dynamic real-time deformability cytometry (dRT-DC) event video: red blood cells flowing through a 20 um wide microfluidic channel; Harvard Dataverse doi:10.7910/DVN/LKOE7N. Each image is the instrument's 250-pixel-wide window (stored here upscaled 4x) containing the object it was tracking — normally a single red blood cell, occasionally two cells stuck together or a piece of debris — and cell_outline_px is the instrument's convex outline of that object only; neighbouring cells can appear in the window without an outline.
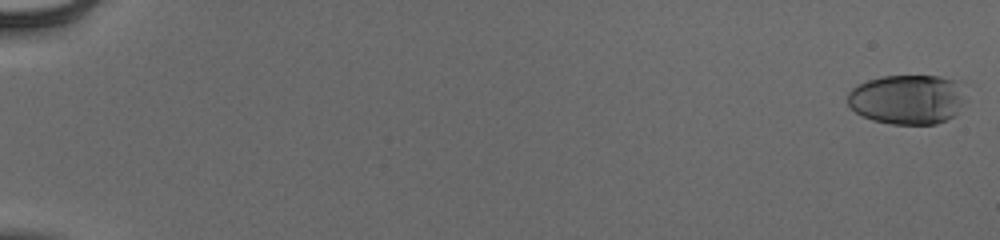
{"species": "human", "species_latin": "Homo sapiens", "temperature_condition": "cold", "stored_images_in_passage": 55, "camera_frame_rate_fps": 3000, "um_per_image_px": 0.085, "donor": {"sex": "male"}, "frame": {"image": 1, "passage_image": 1, "time_ms": 0.0, "image_size_px": [1000, 240], "cell_outline_px": [[968, 100], [952, 116], [936, 124], [892, 124], [872, 120], [856, 112], [848, 104], [848, 92], [852, 88], [868, 80], [880, 76], [940, 76], [956, 80], [968, 96]], "centroid_in_image_um": [77.16, 8.44], "position_along_channel_um": 7.8, "area_um2": 34.39}}
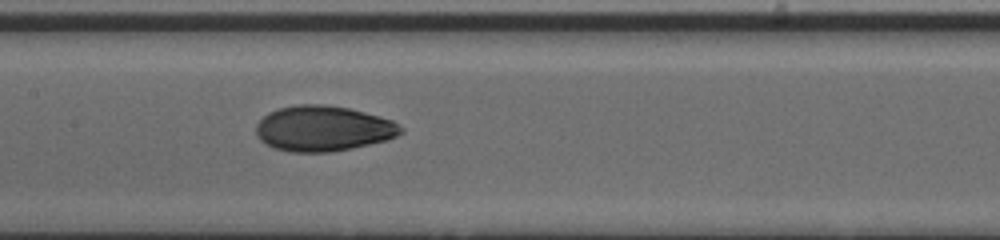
{"frame": {"image": 2, "passage_image": 30, "time_ms": 9.667, "image_size_px": [1000, 240], "cell_outline_px": [[404, 132], [396, 136], [384, 140], [352, 148], [328, 152], [292, 152], [272, 148], [260, 140], [256, 136], [256, 124], [268, 112], [280, 108], [296, 104], [324, 104], [348, 108], [380, 116], [392, 120], [404, 128]], "centroid_in_image_um": [27.45, 10.92], "position_along_channel_um": 180.0, "area_um2": 38.38}}
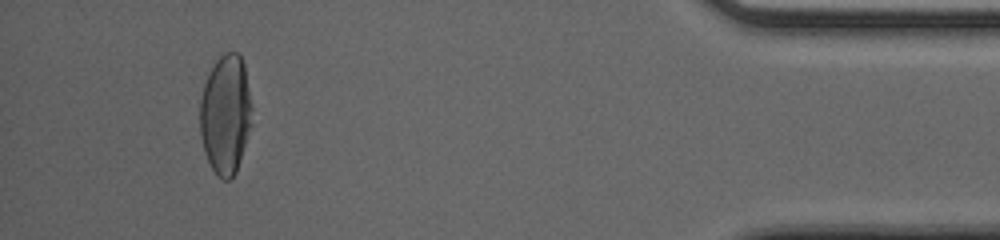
{"frame": {"image": 3, "passage_image": 52, "time_ms": 17.0, "image_size_px": [1000, 240], "cell_outline_px": [[252, 124], [236, 172], [228, 180], [224, 180], [216, 176], [204, 152], [200, 136], [200, 100], [204, 84], [208, 72], [216, 60], [224, 52], [236, 52], [240, 56], [244, 64], [252, 108]], "centroid_in_image_um": [19.17, 9.73], "position_along_channel_um": 416.0, "area_um2": 36.41}, "authors_computed_cell_mechanics": {"area_um2": 36.5296, "velocity_mm_per_s": 3.9407, "shape_relaxation_time_tau1_ms": 6.1797, "shape_relaxation_time_tau2_ms": 0.9519, "deformation_change_tau1": 0.2246, "deformation_change_tau2": 0.0459}}